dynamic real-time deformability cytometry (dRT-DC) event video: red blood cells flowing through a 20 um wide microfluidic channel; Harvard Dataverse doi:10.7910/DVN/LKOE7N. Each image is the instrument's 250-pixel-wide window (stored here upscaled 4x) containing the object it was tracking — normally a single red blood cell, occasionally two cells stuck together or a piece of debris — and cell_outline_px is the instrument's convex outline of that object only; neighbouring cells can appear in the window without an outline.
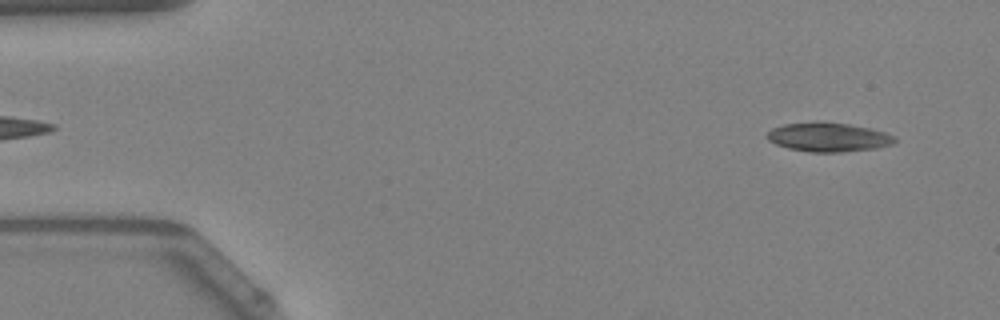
{"species": "Egyptian fruit bat (a non-hibernating species)", "species_latin": "Rousettus aegyptiacus", "temperature_condition": "warm", "stored_images_in_passage": 49, "camera_frame_rate_fps": 3000, "um_per_image_px": 0.085, "animal": {"sex": "female"}, "frame": {"image": 1, "passage_image": 3, "time_ms": 0.667, "image_size_px": [1000, 320], "cell_outline_px": [[896, 140], [892, 144], [876, 148], [840, 152], [808, 152], [788, 148], [776, 144], [768, 140], [764, 136], [772, 128], [784, 124], [816, 120], [820, 120], [848, 124], [872, 128], [896, 136]], "centroid_in_image_um": [70.38, 11.63], "position_along_channel_um": 14.6, "area_um2": 22.02}}
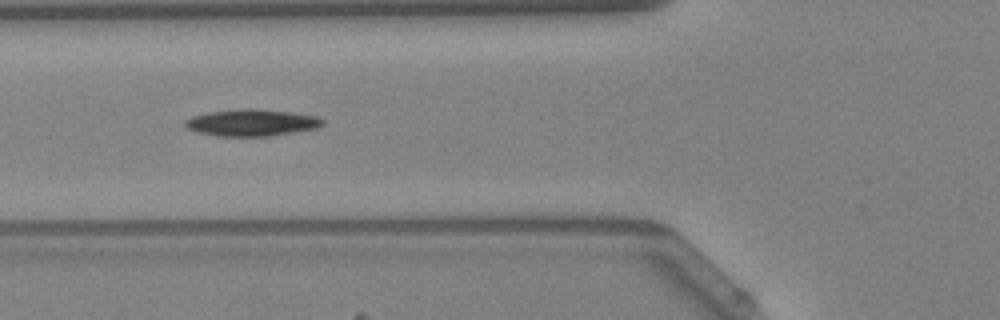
{"frame": {"image": 2, "passage_image": 18, "time_ms": 5.667, "image_size_px": [1000, 320], "cell_outline_px": [[324, 124], [316, 128], [268, 136], [216, 136], [196, 132], [188, 128], [184, 124], [184, 120], [192, 116], [208, 112], [248, 108], [252, 108], [288, 112], [316, 116], [324, 120]], "centroid_in_image_um": [21.35, 10.43], "position_along_channel_um": 104.5, "area_um2": 21.27}}
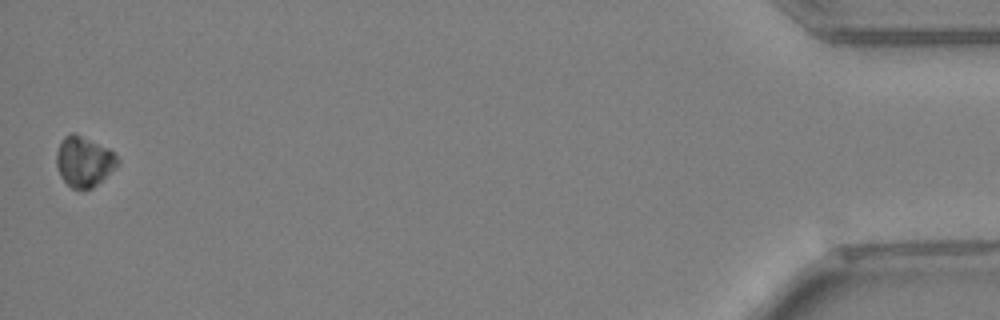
{"frame": {"image": 3, "passage_image": 49, "time_ms": 16.0, "image_size_px": [1000, 320], "cell_outline_px": [[120, 164], [116, 168], [92, 188], [72, 188], [60, 176], [56, 164], [56, 152], [64, 136], [72, 132], [108, 148], [120, 160]], "centroid_in_image_um": [7.14, 13.73], "position_along_channel_um": 428.1, "area_um2": 17.69}, "authors_computed_cell_mechanics": {"area_um2": 21.097, "velocity_mm_per_s": 4.0354, "shape_relaxation_time_tau1_ms": 1.932, "shape_relaxation_time_tau2_ms": null, "deformation_change_tau1": 0.0893, "deformation_change_tau2": null}}